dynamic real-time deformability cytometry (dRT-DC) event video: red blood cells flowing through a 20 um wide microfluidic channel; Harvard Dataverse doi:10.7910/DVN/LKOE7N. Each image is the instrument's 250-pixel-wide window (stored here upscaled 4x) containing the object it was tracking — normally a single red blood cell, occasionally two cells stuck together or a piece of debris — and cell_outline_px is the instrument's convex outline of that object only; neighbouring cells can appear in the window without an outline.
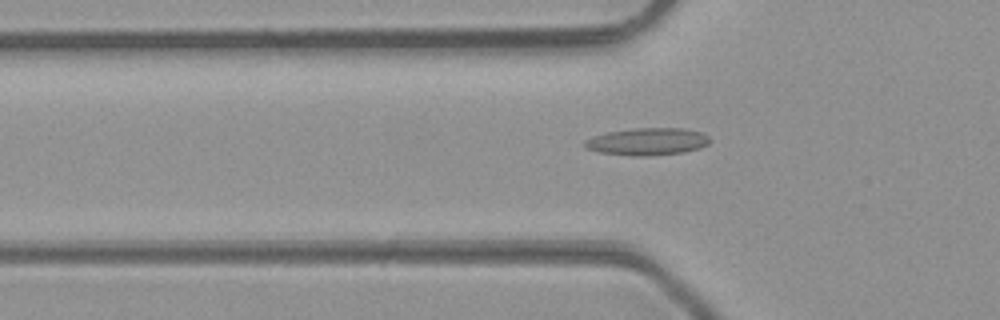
{"species": "common noctule bat (a hibernating species)", "species_latin": "Nyctalus noctula", "temperature_condition": "room temperature", "stored_images_in_passage": 19, "camera_frame_rate_fps": 3000, "um_per_image_px": 0.085, "animal": {"sex": "male", "body_mass_g": 23.1, "forearm_length_mm": 52.7}, "frame": {"image": 1, "passage_image": 8, "time_ms": 2.333, "image_size_px": [1000, 320], "cell_outline_px": [[712, 140], [708, 144], [700, 148], [684, 152], [644, 156], [632, 156], [596, 152], [584, 148], [584, 140], [592, 136], [608, 132], [632, 128], [684, 128], [700, 132], [708, 136]], "centroid_in_image_um": [55.0, 12.03], "position_along_channel_um": 70.8, "area_um2": 20.11}}
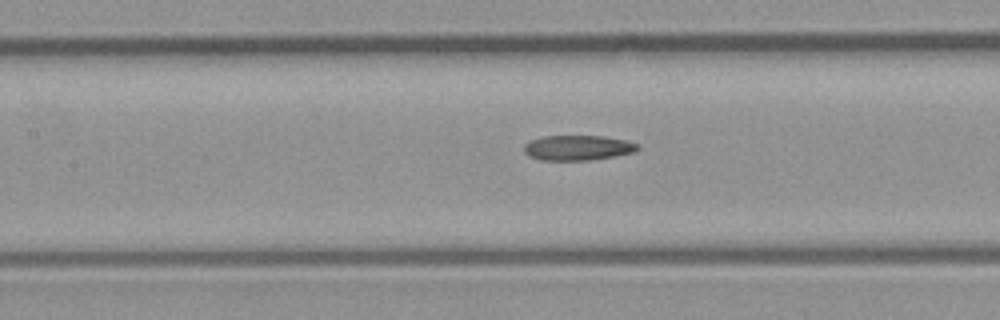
{"frame": {"image": 2, "passage_image": 14, "time_ms": 4.333, "image_size_px": [1000, 320], "cell_outline_px": [[640, 148], [632, 152], [592, 160], [540, 160], [524, 152], [524, 144], [528, 140], [544, 136], [604, 136], [628, 140], [640, 144]], "centroid_in_image_um": [49.12, 12.55], "position_along_channel_um": 158.3, "area_um2": 16.65}}
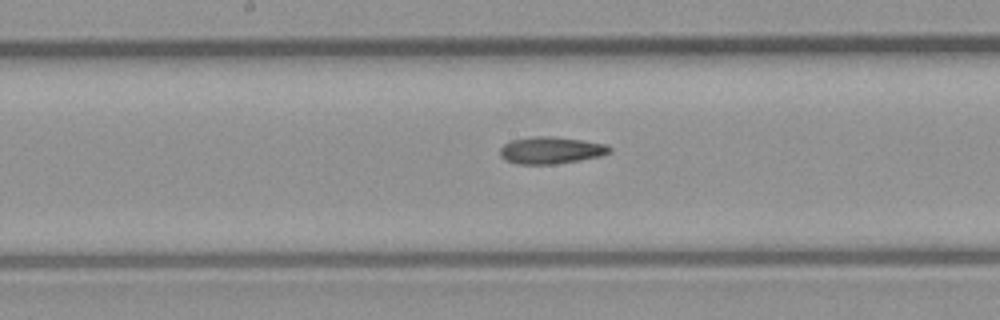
{"frame": {"image": 3, "passage_image": 17, "time_ms": 5.333, "image_size_px": [1000, 320], "cell_outline_px": [[612, 152], [600, 156], [552, 164], [516, 164], [500, 156], [500, 148], [504, 144], [512, 140], [536, 136], [552, 136], [608, 144], [612, 148]], "centroid_in_image_um": [46.84, 12.76], "position_along_channel_um": 201.4, "area_um2": 17.05}}